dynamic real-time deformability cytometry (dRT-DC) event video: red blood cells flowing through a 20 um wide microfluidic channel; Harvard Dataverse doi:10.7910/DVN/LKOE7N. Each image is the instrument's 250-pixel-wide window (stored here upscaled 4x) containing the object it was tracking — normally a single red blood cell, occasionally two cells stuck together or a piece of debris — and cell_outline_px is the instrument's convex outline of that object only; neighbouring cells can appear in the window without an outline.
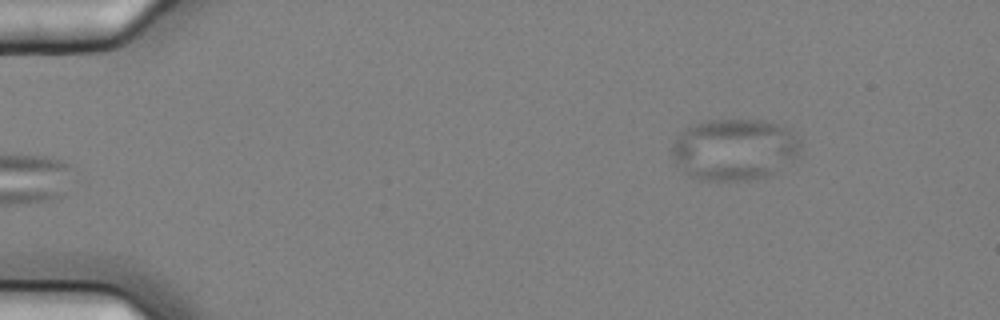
{"species": "common noctule bat (a hibernating species)", "species_latin": "Nyctalus noctula", "temperature_condition": "cold", "stored_images_in_passage": 3, "camera_frame_rate_fps": 3000, "um_per_image_px": 0.085, "animal": {"sex": "female", "body_mass_g": 25.1}, "frame": {"image": 1, "passage_image": 3, "time_ms": 0.667, "image_size_px": [1000, 320], "cell_outline_px": [[800, 148], [796, 156], [764, 176], [748, 180], [700, 180], [688, 176], [676, 164], [672, 152], [672, 144], [676, 136], [680, 132], [692, 124], [704, 120], [764, 120], [776, 124], [784, 128], [796, 136], [800, 140]], "centroid_in_image_um": [62.33, 12.69], "position_along_channel_um": 22.7, "area_um2": 45.6}}